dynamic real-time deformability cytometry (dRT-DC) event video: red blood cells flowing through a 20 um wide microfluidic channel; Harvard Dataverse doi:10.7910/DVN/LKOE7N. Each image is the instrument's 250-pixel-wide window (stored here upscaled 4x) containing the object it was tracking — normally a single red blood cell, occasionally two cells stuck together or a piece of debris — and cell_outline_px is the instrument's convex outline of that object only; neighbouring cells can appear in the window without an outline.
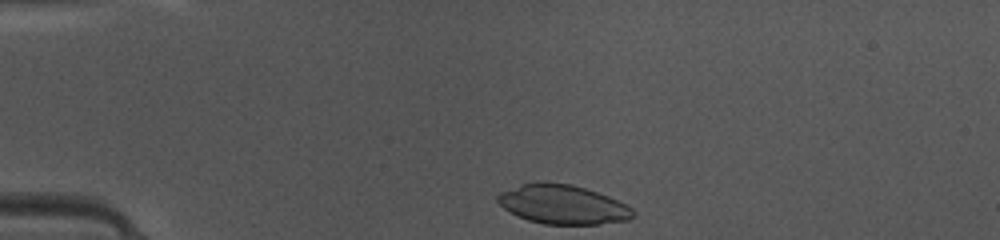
{"species": "common noctule bat (a hibernating species)", "species_latin": "Nyctalus noctula", "temperature_condition": "warm", "stored_images_in_passage": 38, "camera_frame_rate_fps": 3000, "um_per_image_px": 0.085, "animal": {"sex": "female", "body_mass_g": 10.0, "forearm_length_mm": 53.1}, "frame": {"image": 1, "passage_image": 1, "time_ms": 0.0, "image_size_px": [1000, 240], "cell_outline_px": [[636, 216], [628, 220], [600, 224], [544, 224], [528, 220], [504, 208], [496, 200], [496, 196], [500, 192], [520, 184], [536, 180], [544, 180], [572, 184], [608, 196], [632, 208], [636, 212]], "centroid_in_image_um": [47.82, 17.35], "position_along_channel_um": 37.2, "area_um2": 31.15}}
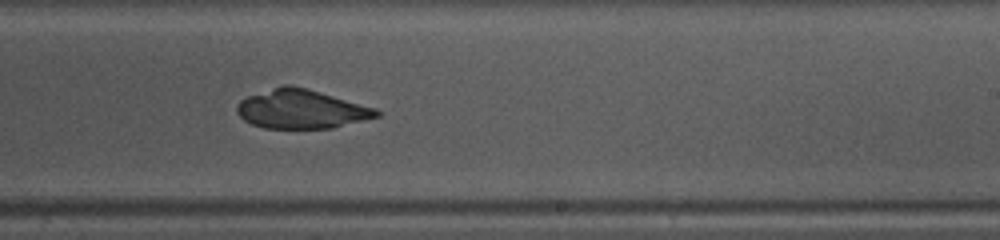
{"frame": {"image": 2, "passage_image": 20, "time_ms": 6.333, "image_size_px": [1000, 240], "cell_outline_px": [[380, 116], [332, 128], [264, 128], [252, 124], [244, 120], [236, 112], [236, 104], [240, 100], [248, 96], [284, 84], [292, 84], [308, 88], [376, 108], [380, 112]], "centroid_in_image_um": [25.6, 9.26], "position_along_channel_um": 263.4, "area_um2": 31.73}}
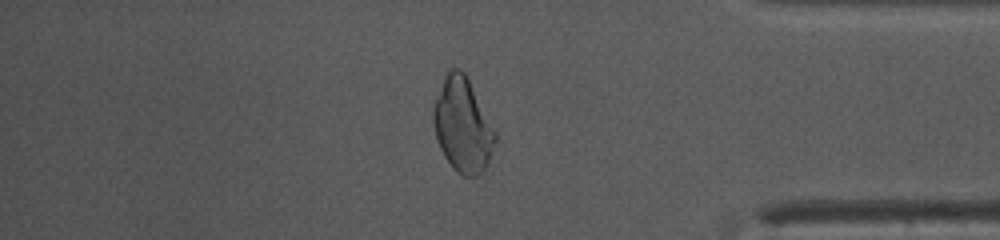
{"frame": {"image": 3, "passage_image": 31, "time_ms": 10.0, "image_size_px": [1000, 240], "cell_outline_px": [[496, 140], [488, 160], [484, 168], [476, 176], [464, 176], [456, 172], [452, 168], [444, 156], [436, 140], [432, 120], [432, 108], [444, 76], [452, 68], [460, 68], [464, 72], [496, 132]], "centroid_in_image_um": [39.29, 10.64], "position_along_channel_um": 395.9, "area_um2": 33.58}}